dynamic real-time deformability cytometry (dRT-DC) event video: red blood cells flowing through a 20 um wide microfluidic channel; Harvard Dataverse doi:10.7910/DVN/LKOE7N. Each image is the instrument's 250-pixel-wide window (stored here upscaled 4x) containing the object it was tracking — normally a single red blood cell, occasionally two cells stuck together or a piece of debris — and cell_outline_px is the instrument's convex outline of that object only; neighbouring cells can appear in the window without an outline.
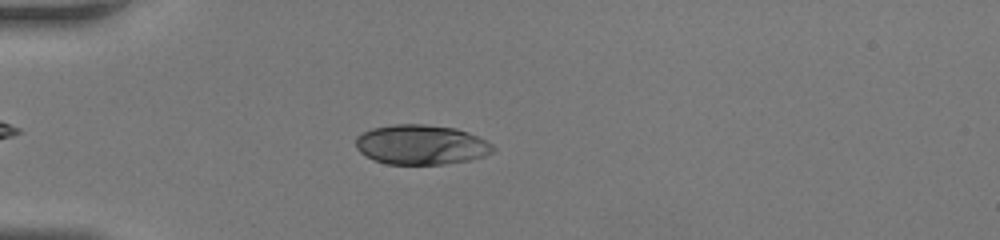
{"species": "human", "species_latin": "Homo sapiens", "temperature_condition": "room temperature", "stored_images_in_passage": 35, "camera_frame_rate_fps": 3000, "um_per_image_px": 0.085, "donor": {"sex": "female"}, "frame": {"image": 1, "passage_image": 4, "time_ms": 1.0, "image_size_px": [1000, 240], "cell_outline_px": [[496, 148], [492, 152], [484, 156], [468, 160], [444, 164], [388, 164], [376, 160], [360, 152], [356, 148], [356, 136], [372, 128], [392, 124], [424, 124], [456, 128], [468, 132], [492, 144]], "centroid_in_image_um": [35.8, 12.29], "position_along_channel_um": 49.2, "area_um2": 31.67}}
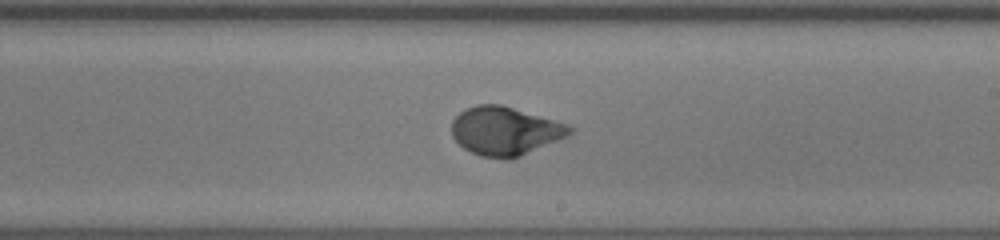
{"frame": {"image": 2, "passage_image": 18, "time_ms": 5.667, "image_size_px": [1000, 240], "cell_outline_px": [[576, 128], [568, 136], [520, 156], [508, 160], [504, 160], [480, 156], [464, 148], [452, 136], [452, 120], [460, 112], [476, 104], [500, 104], [568, 124]], "centroid_in_image_um": [42.94, 11.14], "position_along_channel_um": 246.1, "area_um2": 33.35}}
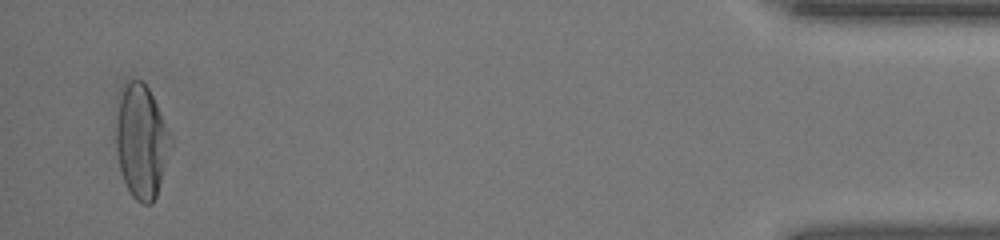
{"frame": {"image": 3, "passage_image": 34, "time_ms": 11.0, "image_size_px": [1000, 240], "cell_outline_px": [[168, 136], [160, 180], [156, 196], [152, 204], [144, 204], [136, 200], [132, 196], [120, 172], [116, 152], [116, 116], [120, 96], [124, 88], [132, 80], [140, 80], [148, 88], [160, 112], [168, 132]], "centroid_in_image_um": [11.93, 12.03], "position_along_channel_um": 423.3, "area_um2": 34.39}}